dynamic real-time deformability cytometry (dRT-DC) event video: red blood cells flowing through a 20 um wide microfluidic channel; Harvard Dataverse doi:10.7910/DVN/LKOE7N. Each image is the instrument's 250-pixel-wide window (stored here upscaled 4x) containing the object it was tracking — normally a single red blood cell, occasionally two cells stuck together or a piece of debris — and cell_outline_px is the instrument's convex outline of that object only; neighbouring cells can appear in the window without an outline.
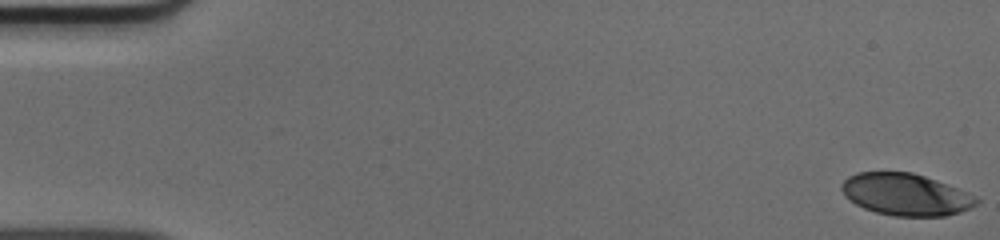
{"species": "human", "species_latin": "Homo sapiens", "temperature_condition": "cold", "stored_images_in_passage": 51, "camera_frame_rate_fps": 3000, "um_per_image_px": 0.085, "donor": {"sex": "male"}, "frame": {"image": 1, "passage_image": 1, "time_ms": 0.0, "image_size_px": [1000, 240], "cell_outline_px": [[980, 200], [976, 204], [960, 212], [944, 216], [892, 216], [876, 212], [864, 208], [856, 204], [844, 196], [840, 188], [840, 184], [848, 176], [856, 172], [912, 172], [936, 180], [968, 192], [976, 196]], "centroid_in_image_um": [76.96, 16.53], "position_along_channel_um": 8.0, "area_um2": 33.0}}
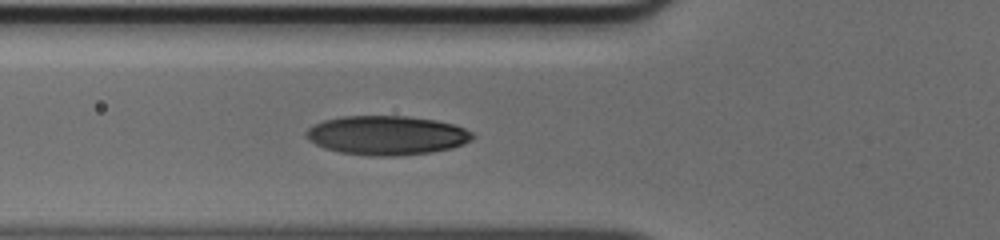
{"frame": {"image": 2, "passage_image": 19, "time_ms": 6.0, "image_size_px": [1000, 240], "cell_outline_px": [[476, 136], [472, 140], [464, 144], [452, 148], [432, 152], [400, 156], [368, 156], [340, 152], [324, 148], [308, 140], [304, 136], [304, 132], [312, 124], [324, 120], [340, 116], [408, 116], [436, 120], [452, 124], [464, 128], [472, 132]], "centroid_in_image_um": [32.86, 11.5], "position_along_channel_um": 92.9, "area_um2": 38.44}}
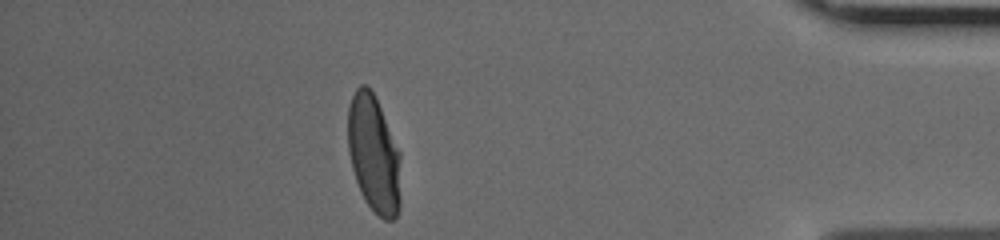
{"frame": {"image": 3, "passage_image": 45, "time_ms": 14.667, "image_size_px": [1000, 240], "cell_outline_px": [[400, 208], [396, 216], [392, 220], [384, 220], [364, 200], [360, 192], [352, 168], [348, 152], [348, 104], [356, 88], [360, 84], [364, 84], [372, 92], [380, 108], [400, 152]], "centroid_in_image_um": [31.76, 13.11], "position_along_channel_um": 403.4, "area_um2": 36.07}}